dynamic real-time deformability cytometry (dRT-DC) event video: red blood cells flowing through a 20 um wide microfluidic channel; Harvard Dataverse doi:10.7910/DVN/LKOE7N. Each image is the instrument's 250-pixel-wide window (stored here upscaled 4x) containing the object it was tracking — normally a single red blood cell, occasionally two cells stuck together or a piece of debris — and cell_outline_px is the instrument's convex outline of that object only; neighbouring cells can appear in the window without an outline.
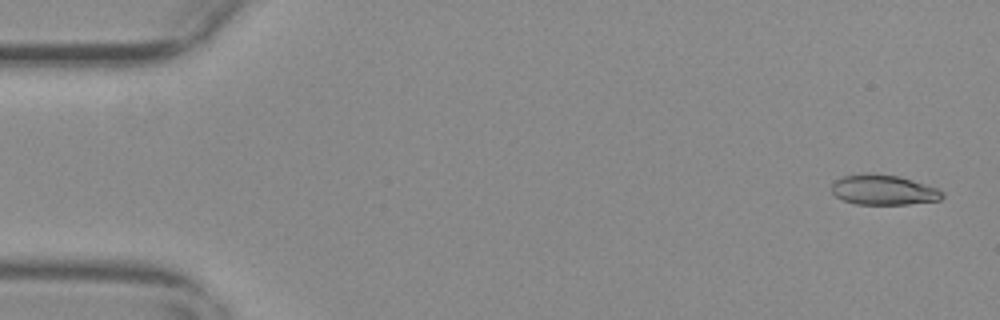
{"species": "common noctule bat (a hibernating species)", "species_latin": "Nyctalus noctula", "temperature_condition": "warm", "stored_images_in_passage": 56, "camera_frame_rate_fps": 3000, "um_per_image_px": 0.085, "animal": {"sex": "female", "body_mass_g": 29.2, "forearm_length_mm": 56.3}, "frame": {"image": 1, "passage_image": 2, "time_ms": 0.333, "image_size_px": [1000, 320], "cell_outline_px": [[944, 196], [940, 200], [908, 204], [856, 204], [844, 200], [836, 196], [832, 192], [832, 184], [836, 180], [844, 176], [868, 172], [876, 172], [896, 176], [912, 180], [936, 188], [944, 192]], "centroid_in_image_um": [75.09, 16.13], "position_along_channel_um": 9.9, "area_um2": 19.36}}
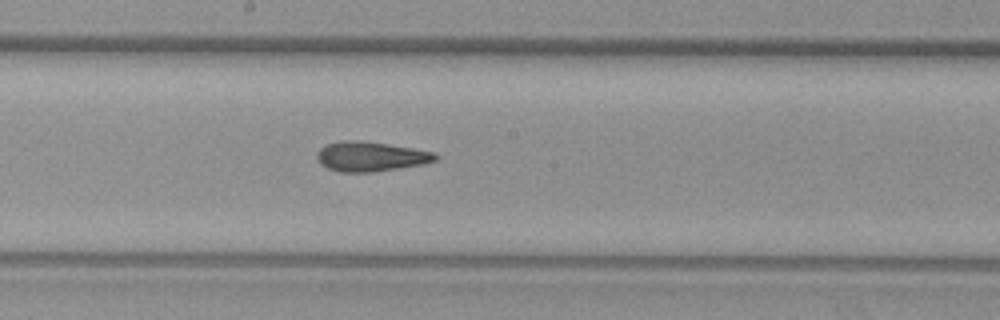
{"frame": {"image": 2, "passage_image": 30, "time_ms": 9.667, "image_size_px": [1000, 320], "cell_outline_px": [[440, 156], [436, 160], [424, 164], [372, 172], [340, 172], [328, 168], [320, 164], [316, 160], [316, 152], [320, 148], [328, 144], [340, 140], [360, 140], [388, 144], [436, 152]], "centroid_in_image_um": [31.5, 13.3], "position_along_channel_um": 216.7, "area_um2": 20.69}}
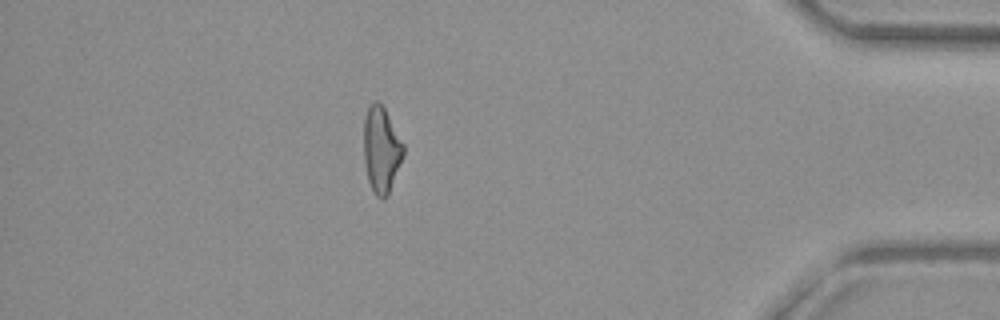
{"frame": {"image": 3, "passage_image": 49, "time_ms": 16.0, "image_size_px": [1000, 320], "cell_outline_px": [[404, 156], [388, 196], [384, 200], [380, 200], [376, 196], [368, 180], [364, 160], [364, 120], [368, 108], [376, 100], [384, 108], [404, 144]], "centroid_in_image_um": [32.43, 12.78], "position_along_channel_um": 402.8, "area_um2": 19.83}, "authors_computed_cell_mechanics": {"area_um2": 20.1433, "velocity_mm_per_s": 3.6789, "shape_relaxation_time_tau1_ms": null, "shape_relaxation_time_tau2_ms": 2.7203, "deformation_change_tau1": null, "deformation_change_tau2": 0.1184}}